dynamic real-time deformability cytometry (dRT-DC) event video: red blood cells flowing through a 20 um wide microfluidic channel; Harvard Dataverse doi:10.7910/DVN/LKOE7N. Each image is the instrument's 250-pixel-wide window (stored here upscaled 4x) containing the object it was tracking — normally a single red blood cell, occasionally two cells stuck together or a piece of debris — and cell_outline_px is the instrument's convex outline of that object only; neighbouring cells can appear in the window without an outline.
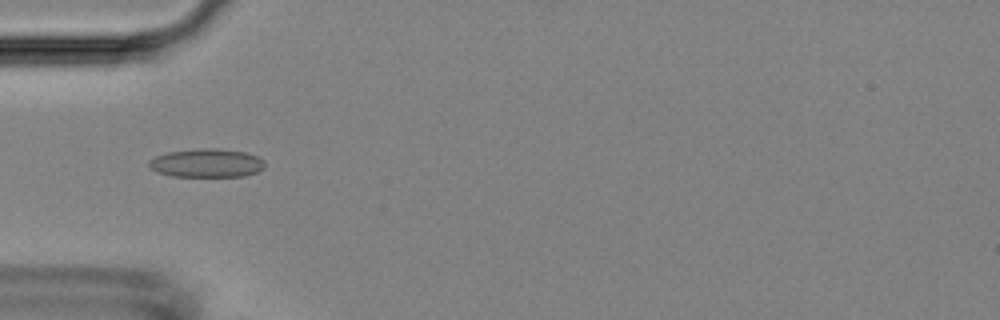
{"species": "Egyptian fruit bat (a non-hibernating species)", "species_latin": "Rousettus aegyptiacus", "temperature_condition": "room temperature", "stored_images_in_passage": 48, "camera_frame_rate_fps": 3000, "um_per_image_px": 0.085, "animal": {"sex": "female"}, "frame": {"image": 1, "passage_image": 11, "time_ms": 3.333, "image_size_px": [1000, 320], "cell_outline_px": [[264, 168], [256, 172], [244, 176], [172, 176], [156, 172], [148, 168], [148, 160], [156, 156], [168, 152], [200, 148], [216, 148], [248, 152], [264, 160]], "centroid_in_image_um": [17.54, 13.85], "position_along_channel_um": 67.5, "area_um2": 19.42}}
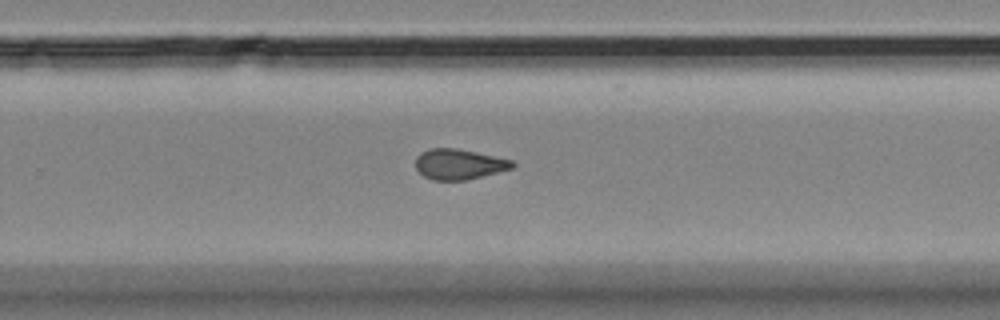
{"frame": {"image": 2, "passage_image": 29, "time_ms": 9.333, "image_size_px": [1000, 320], "cell_outline_px": [[516, 164], [512, 168], [464, 180], [432, 180], [424, 176], [416, 168], [416, 156], [420, 152], [428, 148], [456, 148], [476, 152], [512, 160]], "centroid_in_image_um": [38.97, 13.94], "position_along_channel_um": 290.8, "area_um2": 16.99}}
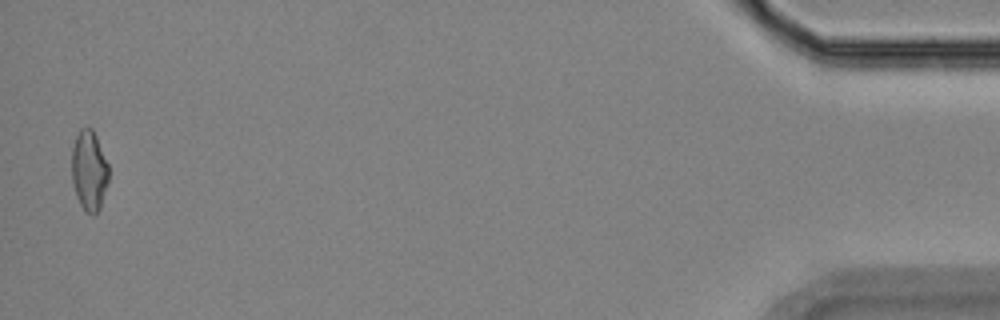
{"frame": {"image": 3, "passage_image": 47, "time_ms": 15.333, "image_size_px": [1000, 320], "cell_outline_px": [[108, 180], [100, 208], [92, 216], [84, 212], [76, 196], [72, 184], [72, 148], [76, 136], [80, 128], [92, 128], [96, 136], [108, 164]], "centroid_in_image_um": [7.56, 14.53], "position_along_channel_um": 427.6, "area_um2": 17.28}, "authors_computed_cell_mechanics": {"area_um2": 17.5134, "velocity_mm_per_s": 3.7102, "shape_relaxation_time_tau1_ms": null, "shape_relaxation_time_tau2_ms": 1.9162, "deformation_change_tau1": null, "deformation_change_tau2": 0.0868}}